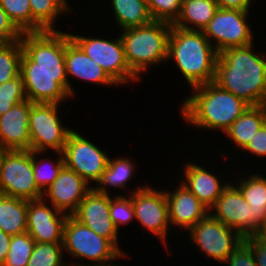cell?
Here are the masks:
<instances>
[{
    "label": "cell",
    "mask_w": 266,
    "mask_h": 266,
    "mask_svg": "<svg viewBox=\"0 0 266 266\" xmlns=\"http://www.w3.org/2000/svg\"><path fill=\"white\" fill-rule=\"evenodd\" d=\"M65 65L68 83V93L75 96L69 77L87 81L90 83L116 86L117 84L108 76L103 68L92 58L88 57L84 51L70 38L69 32H65Z\"/></svg>",
    "instance_id": "ac0fdd59"
},
{
    "label": "cell",
    "mask_w": 266,
    "mask_h": 266,
    "mask_svg": "<svg viewBox=\"0 0 266 266\" xmlns=\"http://www.w3.org/2000/svg\"><path fill=\"white\" fill-rule=\"evenodd\" d=\"M191 91L193 94L182 101L180 113L183 120L196 129L225 133L249 107L214 81L196 86Z\"/></svg>",
    "instance_id": "3957f363"
},
{
    "label": "cell",
    "mask_w": 266,
    "mask_h": 266,
    "mask_svg": "<svg viewBox=\"0 0 266 266\" xmlns=\"http://www.w3.org/2000/svg\"><path fill=\"white\" fill-rule=\"evenodd\" d=\"M11 43L12 41L7 36L0 35V51L8 47Z\"/></svg>",
    "instance_id": "f6af8a7d"
},
{
    "label": "cell",
    "mask_w": 266,
    "mask_h": 266,
    "mask_svg": "<svg viewBox=\"0 0 266 266\" xmlns=\"http://www.w3.org/2000/svg\"><path fill=\"white\" fill-rule=\"evenodd\" d=\"M34 245L35 241L27 231L12 236L9 252L2 266H27Z\"/></svg>",
    "instance_id": "4dcf8cb0"
},
{
    "label": "cell",
    "mask_w": 266,
    "mask_h": 266,
    "mask_svg": "<svg viewBox=\"0 0 266 266\" xmlns=\"http://www.w3.org/2000/svg\"><path fill=\"white\" fill-rule=\"evenodd\" d=\"M63 250L75 259L105 263L127 256L120 252L107 238L97 235L92 229L68 216L63 229ZM92 261V262H91Z\"/></svg>",
    "instance_id": "8992f818"
},
{
    "label": "cell",
    "mask_w": 266,
    "mask_h": 266,
    "mask_svg": "<svg viewBox=\"0 0 266 266\" xmlns=\"http://www.w3.org/2000/svg\"><path fill=\"white\" fill-rule=\"evenodd\" d=\"M20 75L32 103L62 104L71 98L65 65V32L23 33Z\"/></svg>",
    "instance_id": "6da1fadb"
},
{
    "label": "cell",
    "mask_w": 266,
    "mask_h": 266,
    "mask_svg": "<svg viewBox=\"0 0 266 266\" xmlns=\"http://www.w3.org/2000/svg\"><path fill=\"white\" fill-rule=\"evenodd\" d=\"M249 12L240 9L219 8L203 29L204 36L219 54L228 48L253 44L254 33L247 23Z\"/></svg>",
    "instance_id": "30bf717a"
},
{
    "label": "cell",
    "mask_w": 266,
    "mask_h": 266,
    "mask_svg": "<svg viewBox=\"0 0 266 266\" xmlns=\"http://www.w3.org/2000/svg\"><path fill=\"white\" fill-rule=\"evenodd\" d=\"M223 263L227 266H257L252 249L244 241Z\"/></svg>",
    "instance_id": "8d00e7d4"
},
{
    "label": "cell",
    "mask_w": 266,
    "mask_h": 266,
    "mask_svg": "<svg viewBox=\"0 0 266 266\" xmlns=\"http://www.w3.org/2000/svg\"><path fill=\"white\" fill-rule=\"evenodd\" d=\"M70 38L84 51V53L98 63L108 76L119 86L135 82L139 79L130 69L124 46L119 36L116 39L85 37L70 34Z\"/></svg>",
    "instance_id": "ba28073f"
},
{
    "label": "cell",
    "mask_w": 266,
    "mask_h": 266,
    "mask_svg": "<svg viewBox=\"0 0 266 266\" xmlns=\"http://www.w3.org/2000/svg\"><path fill=\"white\" fill-rule=\"evenodd\" d=\"M78 263L79 262L76 261L74 264L73 263H71V264L67 263V265L68 266H119V265H115V264L111 265L112 262H110V264H108V262H105V263H97V264H92V265L91 264L89 265V263L88 264H85V263H83V264L79 263L78 264Z\"/></svg>",
    "instance_id": "ee69618b"
},
{
    "label": "cell",
    "mask_w": 266,
    "mask_h": 266,
    "mask_svg": "<svg viewBox=\"0 0 266 266\" xmlns=\"http://www.w3.org/2000/svg\"><path fill=\"white\" fill-rule=\"evenodd\" d=\"M63 255L62 243L35 242L27 266H68Z\"/></svg>",
    "instance_id": "f546056e"
},
{
    "label": "cell",
    "mask_w": 266,
    "mask_h": 266,
    "mask_svg": "<svg viewBox=\"0 0 266 266\" xmlns=\"http://www.w3.org/2000/svg\"><path fill=\"white\" fill-rule=\"evenodd\" d=\"M75 171L65 165L55 181L43 192V199L58 211L72 216L92 189ZM68 211V212H67Z\"/></svg>",
    "instance_id": "9a60e30c"
},
{
    "label": "cell",
    "mask_w": 266,
    "mask_h": 266,
    "mask_svg": "<svg viewBox=\"0 0 266 266\" xmlns=\"http://www.w3.org/2000/svg\"><path fill=\"white\" fill-rule=\"evenodd\" d=\"M244 151L252 153L255 156L266 157V122L262 127L255 133L254 137L243 149Z\"/></svg>",
    "instance_id": "74e56055"
},
{
    "label": "cell",
    "mask_w": 266,
    "mask_h": 266,
    "mask_svg": "<svg viewBox=\"0 0 266 266\" xmlns=\"http://www.w3.org/2000/svg\"><path fill=\"white\" fill-rule=\"evenodd\" d=\"M184 166L183 176L185 177L182 178L181 183L210 210L230 182L226 179L222 182L216 174L196 163L189 161Z\"/></svg>",
    "instance_id": "44dd1931"
},
{
    "label": "cell",
    "mask_w": 266,
    "mask_h": 266,
    "mask_svg": "<svg viewBox=\"0 0 266 266\" xmlns=\"http://www.w3.org/2000/svg\"><path fill=\"white\" fill-rule=\"evenodd\" d=\"M251 212L252 210L242 193L232 183H229L223 190L209 210L211 216L229 228L237 230L244 238L250 236Z\"/></svg>",
    "instance_id": "e0dca14e"
},
{
    "label": "cell",
    "mask_w": 266,
    "mask_h": 266,
    "mask_svg": "<svg viewBox=\"0 0 266 266\" xmlns=\"http://www.w3.org/2000/svg\"><path fill=\"white\" fill-rule=\"evenodd\" d=\"M5 151H6L5 149L0 147V174H1L3 155H4ZM0 192H1V190H0Z\"/></svg>",
    "instance_id": "bcb514c9"
},
{
    "label": "cell",
    "mask_w": 266,
    "mask_h": 266,
    "mask_svg": "<svg viewBox=\"0 0 266 266\" xmlns=\"http://www.w3.org/2000/svg\"><path fill=\"white\" fill-rule=\"evenodd\" d=\"M0 194L24 200H38L43 192L33 177V151L6 150L0 174Z\"/></svg>",
    "instance_id": "52a82bcc"
},
{
    "label": "cell",
    "mask_w": 266,
    "mask_h": 266,
    "mask_svg": "<svg viewBox=\"0 0 266 266\" xmlns=\"http://www.w3.org/2000/svg\"><path fill=\"white\" fill-rule=\"evenodd\" d=\"M244 242L252 249L256 265L266 266V240L251 235L245 237Z\"/></svg>",
    "instance_id": "f35d334b"
},
{
    "label": "cell",
    "mask_w": 266,
    "mask_h": 266,
    "mask_svg": "<svg viewBox=\"0 0 266 266\" xmlns=\"http://www.w3.org/2000/svg\"><path fill=\"white\" fill-rule=\"evenodd\" d=\"M22 32L15 26L7 13L0 6V35L7 36L12 42L22 37Z\"/></svg>",
    "instance_id": "ab89813d"
},
{
    "label": "cell",
    "mask_w": 266,
    "mask_h": 266,
    "mask_svg": "<svg viewBox=\"0 0 266 266\" xmlns=\"http://www.w3.org/2000/svg\"><path fill=\"white\" fill-rule=\"evenodd\" d=\"M152 20L173 24L179 17L180 0H146Z\"/></svg>",
    "instance_id": "d590c367"
},
{
    "label": "cell",
    "mask_w": 266,
    "mask_h": 266,
    "mask_svg": "<svg viewBox=\"0 0 266 266\" xmlns=\"http://www.w3.org/2000/svg\"><path fill=\"white\" fill-rule=\"evenodd\" d=\"M72 216L97 235L107 238L120 252H123L118 245L119 231L110 217V195L99 193L92 188Z\"/></svg>",
    "instance_id": "5bb4252c"
},
{
    "label": "cell",
    "mask_w": 266,
    "mask_h": 266,
    "mask_svg": "<svg viewBox=\"0 0 266 266\" xmlns=\"http://www.w3.org/2000/svg\"><path fill=\"white\" fill-rule=\"evenodd\" d=\"M67 217V214L49 206L43 198L28 201L27 232L38 243H63Z\"/></svg>",
    "instance_id": "2e32d148"
},
{
    "label": "cell",
    "mask_w": 266,
    "mask_h": 266,
    "mask_svg": "<svg viewBox=\"0 0 266 266\" xmlns=\"http://www.w3.org/2000/svg\"><path fill=\"white\" fill-rule=\"evenodd\" d=\"M57 103H32L29 117L30 150L63 152L72 129L64 126Z\"/></svg>",
    "instance_id": "9c48e42d"
},
{
    "label": "cell",
    "mask_w": 266,
    "mask_h": 266,
    "mask_svg": "<svg viewBox=\"0 0 266 266\" xmlns=\"http://www.w3.org/2000/svg\"><path fill=\"white\" fill-rule=\"evenodd\" d=\"M62 154L64 165L75 171L88 184L100 181L109 160L106 151L75 130L69 133Z\"/></svg>",
    "instance_id": "7c38bea8"
},
{
    "label": "cell",
    "mask_w": 266,
    "mask_h": 266,
    "mask_svg": "<svg viewBox=\"0 0 266 266\" xmlns=\"http://www.w3.org/2000/svg\"><path fill=\"white\" fill-rule=\"evenodd\" d=\"M179 184L174 188L175 190L172 189V192L165 190L169 221L173 227L176 225L180 230L183 228L188 231L209 214V209L181 182Z\"/></svg>",
    "instance_id": "ffe728a7"
},
{
    "label": "cell",
    "mask_w": 266,
    "mask_h": 266,
    "mask_svg": "<svg viewBox=\"0 0 266 266\" xmlns=\"http://www.w3.org/2000/svg\"><path fill=\"white\" fill-rule=\"evenodd\" d=\"M240 182V183H239ZM235 185L252 210L250 215V236L254 235L264 222L266 216V177L252 174L243 177Z\"/></svg>",
    "instance_id": "7402d4cb"
},
{
    "label": "cell",
    "mask_w": 266,
    "mask_h": 266,
    "mask_svg": "<svg viewBox=\"0 0 266 266\" xmlns=\"http://www.w3.org/2000/svg\"><path fill=\"white\" fill-rule=\"evenodd\" d=\"M110 217L116 229L126 225L135 219V210L132 203L131 194L129 197L123 195L110 196Z\"/></svg>",
    "instance_id": "e575fe53"
},
{
    "label": "cell",
    "mask_w": 266,
    "mask_h": 266,
    "mask_svg": "<svg viewBox=\"0 0 266 266\" xmlns=\"http://www.w3.org/2000/svg\"><path fill=\"white\" fill-rule=\"evenodd\" d=\"M171 28V23L152 20L145 25L121 31L127 63L139 79L151 65H161L167 60Z\"/></svg>",
    "instance_id": "5b68a950"
},
{
    "label": "cell",
    "mask_w": 266,
    "mask_h": 266,
    "mask_svg": "<svg viewBox=\"0 0 266 266\" xmlns=\"http://www.w3.org/2000/svg\"><path fill=\"white\" fill-rule=\"evenodd\" d=\"M23 54L21 41H14L0 51V85L20 75V61Z\"/></svg>",
    "instance_id": "1f68e13d"
},
{
    "label": "cell",
    "mask_w": 266,
    "mask_h": 266,
    "mask_svg": "<svg viewBox=\"0 0 266 266\" xmlns=\"http://www.w3.org/2000/svg\"><path fill=\"white\" fill-rule=\"evenodd\" d=\"M25 100L27 96L21 75L2 83L0 85V116Z\"/></svg>",
    "instance_id": "836d02e7"
},
{
    "label": "cell",
    "mask_w": 266,
    "mask_h": 266,
    "mask_svg": "<svg viewBox=\"0 0 266 266\" xmlns=\"http://www.w3.org/2000/svg\"><path fill=\"white\" fill-rule=\"evenodd\" d=\"M131 193L135 219L151 234L157 236L164 245L170 229L168 202L165 190L149 185L138 186ZM167 236V237H166Z\"/></svg>",
    "instance_id": "4fadbf2b"
},
{
    "label": "cell",
    "mask_w": 266,
    "mask_h": 266,
    "mask_svg": "<svg viewBox=\"0 0 266 266\" xmlns=\"http://www.w3.org/2000/svg\"><path fill=\"white\" fill-rule=\"evenodd\" d=\"M219 8L250 11L252 0H216Z\"/></svg>",
    "instance_id": "60d3db41"
},
{
    "label": "cell",
    "mask_w": 266,
    "mask_h": 266,
    "mask_svg": "<svg viewBox=\"0 0 266 266\" xmlns=\"http://www.w3.org/2000/svg\"><path fill=\"white\" fill-rule=\"evenodd\" d=\"M256 237L266 240V216L262 225L258 228L254 234Z\"/></svg>",
    "instance_id": "7bdbcfd3"
},
{
    "label": "cell",
    "mask_w": 266,
    "mask_h": 266,
    "mask_svg": "<svg viewBox=\"0 0 266 266\" xmlns=\"http://www.w3.org/2000/svg\"><path fill=\"white\" fill-rule=\"evenodd\" d=\"M218 9L216 0H187L181 4L179 17L172 26L203 31Z\"/></svg>",
    "instance_id": "603a6c76"
},
{
    "label": "cell",
    "mask_w": 266,
    "mask_h": 266,
    "mask_svg": "<svg viewBox=\"0 0 266 266\" xmlns=\"http://www.w3.org/2000/svg\"><path fill=\"white\" fill-rule=\"evenodd\" d=\"M265 122L266 105L249 106L224 134L244 149Z\"/></svg>",
    "instance_id": "cb8c5ba5"
},
{
    "label": "cell",
    "mask_w": 266,
    "mask_h": 266,
    "mask_svg": "<svg viewBox=\"0 0 266 266\" xmlns=\"http://www.w3.org/2000/svg\"><path fill=\"white\" fill-rule=\"evenodd\" d=\"M130 159L124 156L111 159L109 157L107 167L102 174L100 181L96 186H92L97 192L108 194V187H113L114 189H126V183L132 181V177L136 173V165ZM100 184V185H99ZM108 186V187H107Z\"/></svg>",
    "instance_id": "4316f807"
},
{
    "label": "cell",
    "mask_w": 266,
    "mask_h": 266,
    "mask_svg": "<svg viewBox=\"0 0 266 266\" xmlns=\"http://www.w3.org/2000/svg\"><path fill=\"white\" fill-rule=\"evenodd\" d=\"M253 47L223 50L218 55L214 82L249 106L266 105V57L262 52L255 54Z\"/></svg>",
    "instance_id": "7a4b0ae2"
},
{
    "label": "cell",
    "mask_w": 266,
    "mask_h": 266,
    "mask_svg": "<svg viewBox=\"0 0 266 266\" xmlns=\"http://www.w3.org/2000/svg\"><path fill=\"white\" fill-rule=\"evenodd\" d=\"M32 102L25 100L0 116V147L30 150L29 117Z\"/></svg>",
    "instance_id": "d6986e66"
},
{
    "label": "cell",
    "mask_w": 266,
    "mask_h": 266,
    "mask_svg": "<svg viewBox=\"0 0 266 266\" xmlns=\"http://www.w3.org/2000/svg\"><path fill=\"white\" fill-rule=\"evenodd\" d=\"M189 237L202 253L223 263L244 241V237L232 228L208 214L188 231Z\"/></svg>",
    "instance_id": "8fae6325"
},
{
    "label": "cell",
    "mask_w": 266,
    "mask_h": 266,
    "mask_svg": "<svg viewBox=\"0 0 266 266\" xmlns=\"http://www.w3.org/2000/svg\"><path fill=\"white\" fill-rule=\"evenodd\" d=\"M68 0H29L32 12V32L58 31L56 19L72 10ZM59 16V17H58Z\"/></svg>",
    "instance_id": "484cf974"
},
{
    "label": "cell",
    "mask_w": 266,
    "mask_h": 266,
    "mask_svg": "<svg viewBox=\"0 0 266 266\" xmlns=\"http://www.w3.org/2000/svg\"><path fill=\"white\" fill-rule=\"evenodd\" d=\"M28 200L0 194V230L10 236L27 231Z\"/></svg>",
    "instance_id": "d4e9b609"
},
{
    "label": "cell",
    "mask_w": 266,
    "mask_h": 266,
    "mask_svg": "<svg viewBox=\"0 0 266 266\" xmlns=\"http://www.w3.org/2000/svg\"><path fill=\"white\" fill-rule=\"evenodd\" d=\"M10 235L0 230V266H2L6 260L10 246Z\"/></svg>",
    "instance_id": "b9f144b4"
},
{
    "label": "cell",
    "mask_w": 266,
    "mask_h": 266,
    "mask_svg": "<svg viewBox=\"0 0 266 266\" xmlns=\"http://www.w3.org/2000/svg\"><path fill=\"white\" fill-rule=\"evenodd\" d=\"M110 3L115 21L122 31L152 21L146 0H111Z\"/></svg>",
    "instance_id": "83f0119b"
},
{
    "label": "cell",
    "mask_w": 266,
    "mask_h": 266,
    "mask_svg": "<svg viewBox=\"0 0 266 266\" xmlns=\"http://www.w3.org/2000/svg\"><path fill=\"white\" fill-rule=\"evenodd\" d=\"M0 6L22 33H32V12L29 0H0Z\"/></svg>",
    "instance_id": "d6a6232c"
},
{
    "label": "cell",
    "mask_w": 266,
    "mask_h": 266,
    "mask_svg": "<svg viewBox=\"0 0 266 266\" xmlns=\"http://www.w3.org/2000/svg\"><path fill=\"white\" fill-rule=\"evenodd\" d=\"M42 153L45 152L33 151V177L37 187L44 192L57 178L64 166V160L63 154L61 152H56L58 156L56 161L52 162L49 158H41L39 162L37 157Z\"/></svg>",
    "instance_id": "f1b7e54d"
},
{
    "label": "cell",
    "mask_w": 266,
    "mask_h": 266,
    "mask_svg": "<svg viewBox=\"0 0 266 266\" xmlns=\"http://www.w3.org/2000/svg\"><path fill=\"white\" fill-rule=\"evenodd\" d=\"M218 55L203 31L172 26L167 61L173 60L191 88L215 80Z\"/></svg>",
    "instance_id": "277c9868"
}]
</instances>
